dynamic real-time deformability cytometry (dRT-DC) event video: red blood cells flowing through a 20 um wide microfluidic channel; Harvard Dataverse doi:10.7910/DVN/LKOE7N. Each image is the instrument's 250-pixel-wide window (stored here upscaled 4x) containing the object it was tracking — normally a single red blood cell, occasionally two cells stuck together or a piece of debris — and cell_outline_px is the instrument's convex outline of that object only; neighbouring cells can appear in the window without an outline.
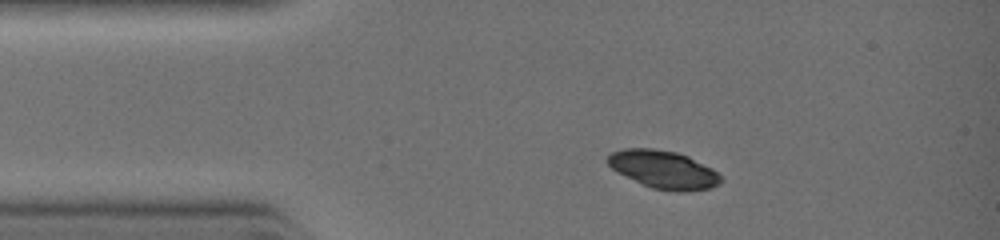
{"species": "common noctule bat (a hibernating species)", "species_latin": "Nyctalus noctula", "temperature_condition": "warm", "stored_images_in_passage": 4, "camera_frame_rate_fps": 3000, "um_per_image_px": 0.085, "animal": {"sex": "female", "body_mass_g": 19.0, "forearm_length_mm": 51.5}, "frame": {"image": 1, "passage_image": 1, "time_ms": 0.0, "image_size_px": [1000, 240], "cell_outline_px": [[724, 180], [720, 184], [708, 188], [684, 192], [676, 192], [652, 188], [640, 184], [616, 172], [604, 160], [612, 152], [624, 148], [652, 148], [676, 152], [688, 156], [712, 168]], "centroid_in_image_um": [56.37, 14.42], "position_along_channel_um": 28.6, "area_um2": 25.26}}